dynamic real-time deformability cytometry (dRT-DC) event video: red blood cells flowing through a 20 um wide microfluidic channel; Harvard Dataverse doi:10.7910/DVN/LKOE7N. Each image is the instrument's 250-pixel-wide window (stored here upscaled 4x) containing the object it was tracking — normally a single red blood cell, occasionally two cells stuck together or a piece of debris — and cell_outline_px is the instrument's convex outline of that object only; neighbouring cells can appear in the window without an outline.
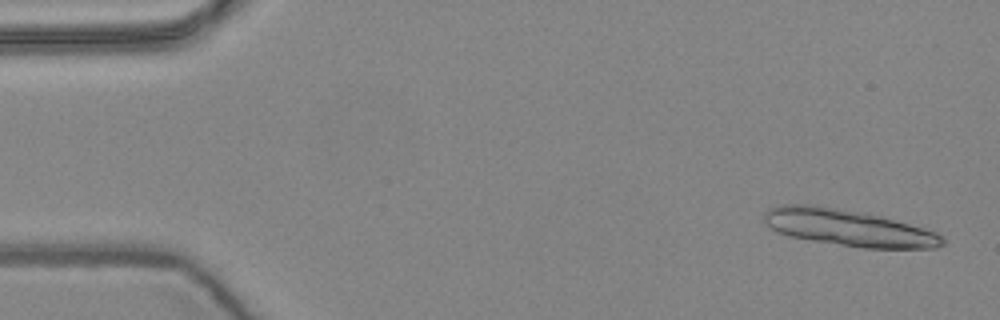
{"species": "common noctule bat (a hibernating species)", "species_latin": "Nyctalus noctula", "temperature_condition": "warm", "stored_images_in_passage": 5, "camera_frame_rate_fps": 3000, "um_per_image_px": 0.085, "animal": {"sex": "female", "body_mass_g": 24.6, "forearm_length_mm": 56.2}, "frame": {"image": 1, "passage_image": 1, "time_ms": 0.0, "image_size_px": [1000, 320], "cell_outline_px": [[944, 244], [936, 248], [864, 248], [812, 240], [788, 236], [776, 232], [764, 224], [760, 220], [764, 212], [768, 208], [780, 204], [816, 204], [880, 216], [924, 228], [936, 232], [944, 240]], "centroid_in_image_um": [72.0, 19.34], "position_along_channel_um": 13.0, "area_um2": 38.15}}